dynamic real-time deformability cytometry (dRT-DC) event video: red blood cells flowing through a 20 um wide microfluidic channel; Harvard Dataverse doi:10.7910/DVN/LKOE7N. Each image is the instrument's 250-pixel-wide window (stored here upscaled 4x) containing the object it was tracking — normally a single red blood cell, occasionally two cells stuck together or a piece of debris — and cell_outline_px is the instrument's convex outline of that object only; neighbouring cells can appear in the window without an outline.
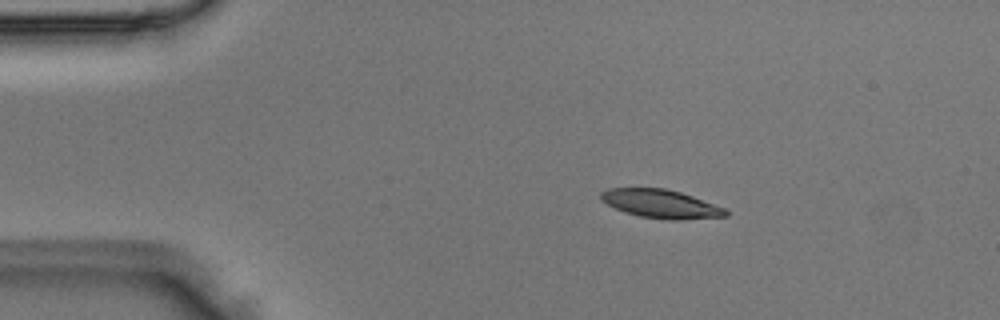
{"species": "Egyptian fruit bat (a non-hibernating species)", "species_latin": "Rousettus aegyptiacus", "temperature_condition": "room temperature", "stored_images_in_passage": 5, "camera_frame_rate_fps": 3000, "um_per_image_px": 0.085, "animal": {"sex": "male"}, "frame": {"image": 1, "passage_image": 2, "time_ms": 0.333, "image_size_px": [1000, 320], "cell_outline_px": [[728, 216], [680, 220], [668, 220], [640, 216], [624, 212], [600, 200], [600, 192], [608, 188], [664, 188], [680, 192], [692, 196], [724, 208], [728, 212]], "centroid_in_image_um": [56.15, 17.33], "position_along_channel_um": 28.9, "area_um2": 20.63}}
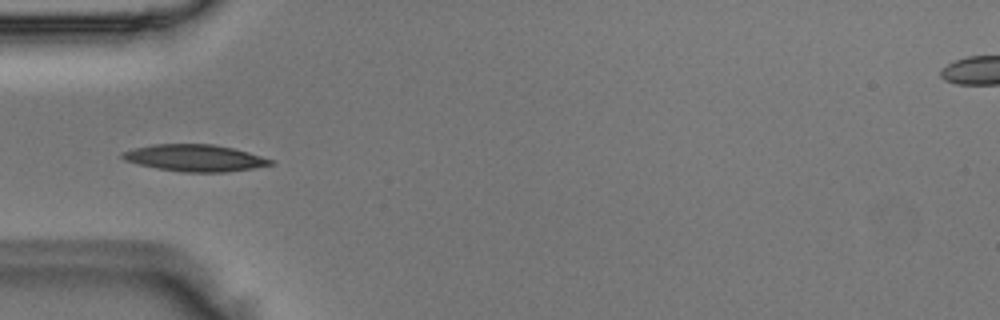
{"frame": {"image": 2, "passage_image": 4, "time_ms": 1.0, "image_size_px": [1000, 320], "cell_outline_px": [[272, 164], [252, 168], [224, 172], [184, 172], [156, 168], [124, 160], [120, 156], [120, 152], [152, 144], [212, 144], [232, 148], [248, 152], [272, 160]], "centroid_in_image_um": [16.51, 13.42], "position_along_channel_um": 68.5, "area_um2": 22.83}}
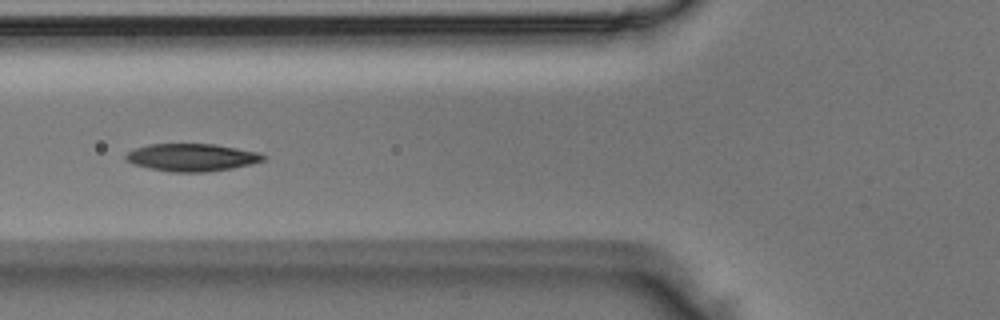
{"frame": {"image": 3, "passage_image": 5, "time_ms": 1.333, "image_size_px": [1000, 320], "cell_outline_px": [[264, 160], [252, 164], [232, 168], [204, 172], [172, 172], [152, 168], [136, 164], [124, 160], [124, 156], [128, 152], [136, 148], [148, 144], [216, 144], [260, 152], [264, 156]], "centroid_in_image_um": [16.32, 13.37], "position_along_channel_um": 109.5, "area_um2": 21.96}}